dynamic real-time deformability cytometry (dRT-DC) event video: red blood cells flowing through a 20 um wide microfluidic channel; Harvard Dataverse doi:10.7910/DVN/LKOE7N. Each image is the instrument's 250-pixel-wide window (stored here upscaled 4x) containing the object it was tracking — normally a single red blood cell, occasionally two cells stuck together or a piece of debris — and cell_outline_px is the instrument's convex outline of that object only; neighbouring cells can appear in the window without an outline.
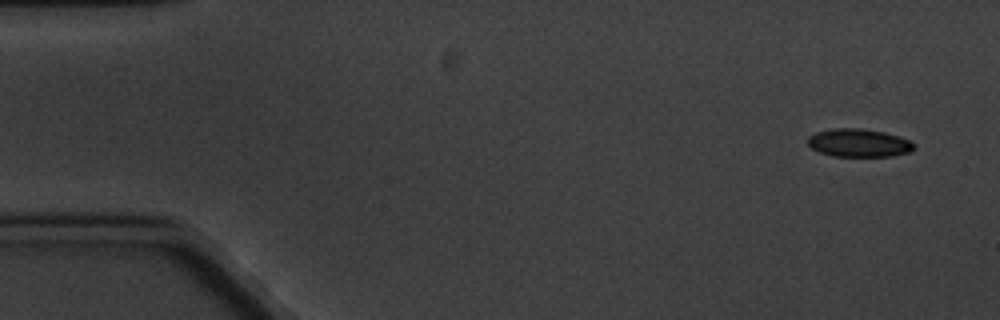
{"species": "common noctule bat (a hibernating species)", "species_latin": "Nyctalus noctula", "temperature_condition": "cold", "stored_images_in_passage": 6, "segment_of_instrument_passage": [1, 2], "camera_frame_rate_fps": 3000, "um_per_image_px": 0.085, "animal": {"sex": "male", "body_mass_g": 20.1, "forearm_length_mm": 53.5}, "frame": {"image": 1, "passage_image": 1, "time_ms": 0.0, "image_size_px": [1000, 320], "cell_outline_px": [[916, 144], [912, 152], [892, 156], [832, 156], [820, 152], [812, 148], [808, 144], [808, 136], [816, 132], [832, 128], [860, 128], [884, 132], [900, 136], [912, 140]], "centroid_in_image_um": [73.05, 12.14], "position_along_channel_um": 12.0, "area_um2": 17.63}}